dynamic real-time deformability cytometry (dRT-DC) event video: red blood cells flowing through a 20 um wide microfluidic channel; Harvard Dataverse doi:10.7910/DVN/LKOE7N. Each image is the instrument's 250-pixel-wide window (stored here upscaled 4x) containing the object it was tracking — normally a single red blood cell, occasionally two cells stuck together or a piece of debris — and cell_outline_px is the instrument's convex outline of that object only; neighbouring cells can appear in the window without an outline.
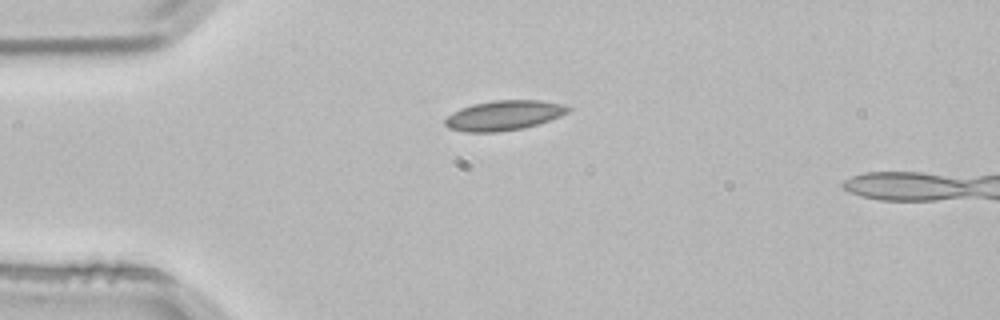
{"species": "common noctule bat (a hibernating species)", "species_latin": "Nyctalus noctula", "temperature_condition": "room temperature", "stored_images_in_passage": 2, "camera_frame_rate_fps": 3000, "um_per_image_px": 0.085, "animal": {"sex": "male", "body_mass_g": 21.5, "forearm_length_mm": 52.0}, "frame": {"image": 1, "passage_image": 1, "time_ms": 0.0, "image_size_px": [1000, 320], "cell_outline_px": [[572, 108], [568, 112], [560, 116], [536, 124], [520, 128], [496, 132], [464, 132], [448, 128], [444, 124], [444, 120], [452, 112], [460, 108], [492, 100], [540, 100], [564, 104]], "centroid_in_image_um": [42.81, 9.8], "position_along_channel_um": 42.2, "area_um2": 21.27}}